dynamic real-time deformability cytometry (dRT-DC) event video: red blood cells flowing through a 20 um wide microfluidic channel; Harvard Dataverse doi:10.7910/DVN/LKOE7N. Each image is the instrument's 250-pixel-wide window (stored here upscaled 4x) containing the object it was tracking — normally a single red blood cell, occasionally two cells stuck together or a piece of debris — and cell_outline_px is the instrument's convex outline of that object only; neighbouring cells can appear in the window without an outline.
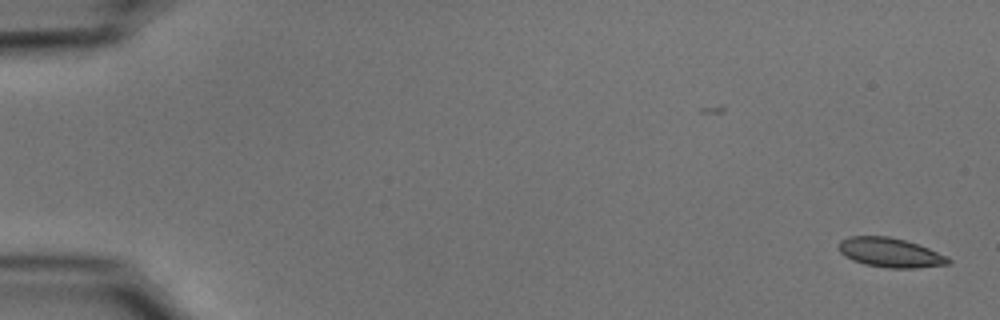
{"species": "common noctule bat (a hibernating species)", "species_latin": "Nyctalus noctula", "temperature_condition": "cold", "stored_images_in_passage": 54, "camera_frame_rate_fps": 3000, "um_per_image_px": 0.085, "animal": {"sex": "male", "body_mass_g": 15.6}, "frame": {"image": 1, "passage_image": 1, "time_ms": 0.0, "image_size_px": [1000, 320], "cell_outline_px": [[952, 260], [948, 264], [916, 268], [888, 268], [864, 264], [852, 260], [840, 252], [840, 240], [848, 236], [888, 236], [904, 240], [928, 248], [948, 256]], "centroid_in_image_um": [75.68, 21.47], "position_along_channel_um": 9.3, "area_um2": 18.67}}
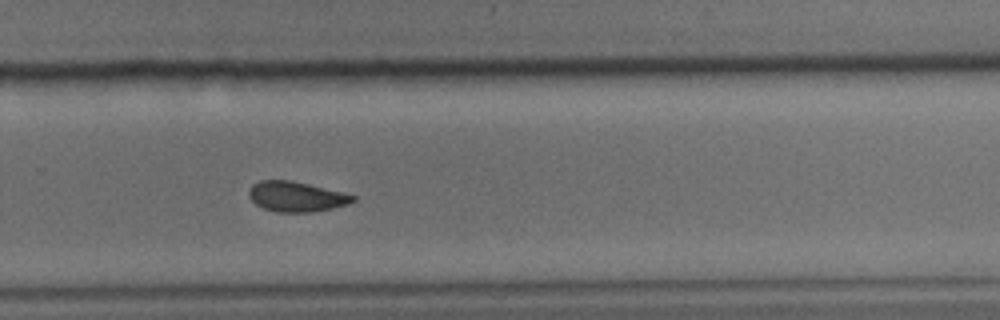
{"frame": {"image": 2, "passage_image": 37, "time_ms": 12.0, "image_size_px": [1000, 320], "cell_outline_px": [[356, 200], [348, 204], [332, 208], [312, 212], [276, 212], [264, 208], [256, 204], [248, 196], [248, 188], [252, 184], [260, 180], [292, 180], [344, 192], [356, 196]], "centroid_in_image_um": [25.18, 16.7], "position_along_channel_um": 304.6, "area_um2": 18.44}}
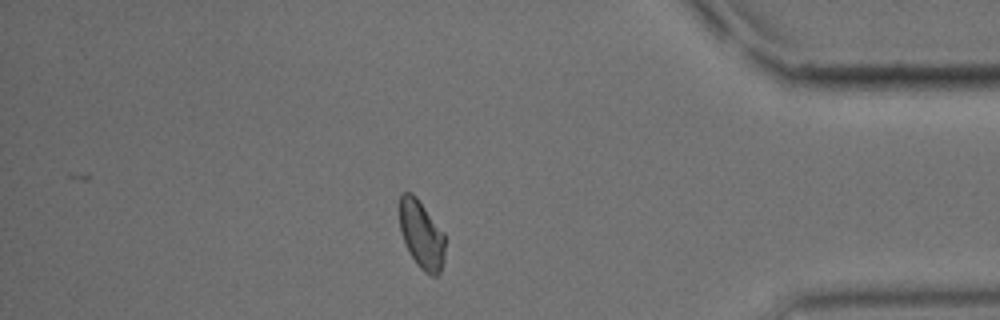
{"frame": {"image": 3, "passage_image": 47, "time_ms": 15.333, "image_size_px": [1000, 320], "cell_outline_px": [[444, 260], [440, 272], [436, 276], [432, 276], [424, 272], [416, 264], [400, 232], [400, 196], [404, 192], [412, 192], [416, 196], [444, 232]], "centroid_in_image_um": [35.84, 19.94], "position_along_channel_um": 399.4, "area_um2": 17.98}, "authors_computed_cell_mechanics": {"area_um2": 18.7272, "velocity_mm_per_s": 3.7082, "shape_relaxation_time_tau1_ms": 6.5486, "shape_relaxation_time_tau2_ms": 3.2686, "deformation_change_tau1": 0.1337, "deformation_change_tau2": 0.0732}}